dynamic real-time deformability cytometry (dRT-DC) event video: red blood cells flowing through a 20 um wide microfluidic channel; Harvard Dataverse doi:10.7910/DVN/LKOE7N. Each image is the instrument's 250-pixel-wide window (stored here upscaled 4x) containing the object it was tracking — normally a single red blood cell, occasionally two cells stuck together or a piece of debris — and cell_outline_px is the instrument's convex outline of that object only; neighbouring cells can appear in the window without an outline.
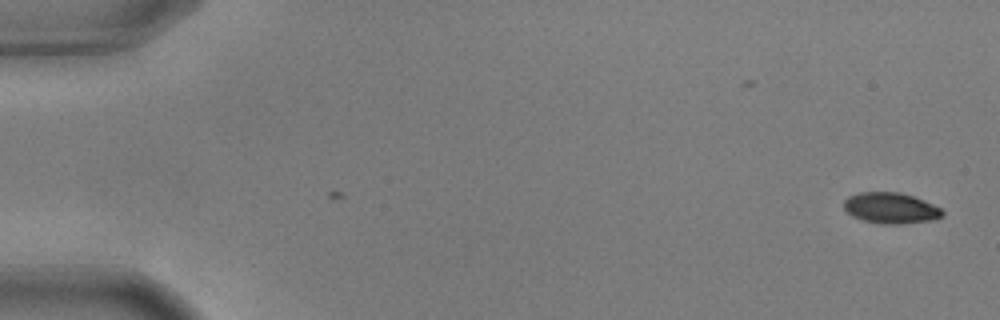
{"species": "common noctule bat (a hibernating species)", "species_latin": "Nyctalus noctula", "temperature_condition": "warm", "stored_images_in_passage": 56, "camera_frame_rate_fps": 3000, "um_per_image_px": 0.085, "animal": {"sex": "male", "body_mass_g": 17.9, "forearm_length_mm": 54.2}, "frame": {"image": 1, "passage_image": 1, "time_ms": 0.0, "image_size_px": [1000, 320], "cell_outline_px": [[944, 216], [932, 220], [900, 224], [880, 224], [864, 220], [852, 216], [844, 208], [844, 200], [848, 196], [860, 192], [900, 192], [924, 200], [940, 208], [944, 212]], "centroid_in_image_um": [75.71, 17.68], "position_along_channel_um": 9.3, "area_um2": 17.74}}
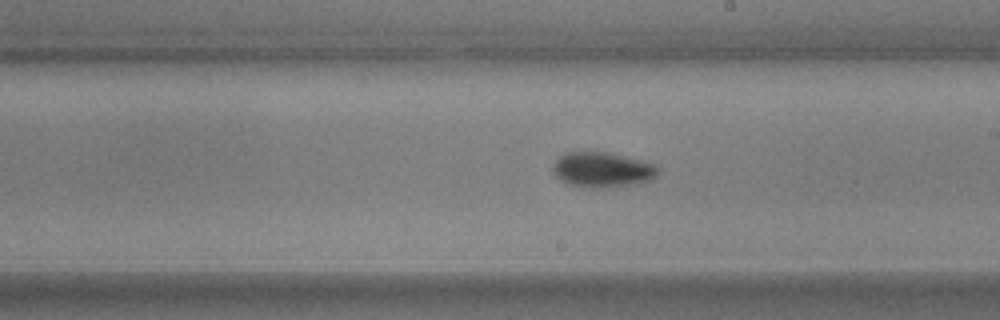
{"frame": {"image": 2, "passage_image": 32, "time_ms": 10.333, "image_size_px": [1000, 320], "cell_outline_px": [[660, 172], [652, 180], [636, 184], [608, 188], [580, 188], [564, 184], [552, 172], [552, 164], [564, 152], [612, 152], [644, 160], [660, 168]], "centroid_in_image_um": [51.19, 14.44], "position_along_channel_um": 237.8, "area_um2": 22.37}}
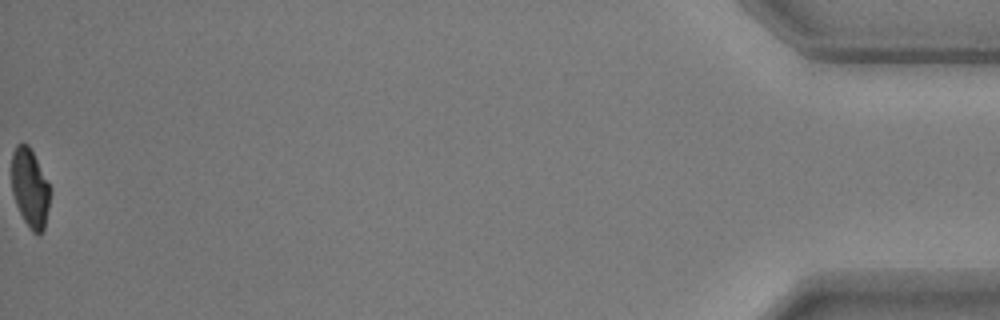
{"frame": {"image": 3, "passage_image": 56, "time_ms": 18.333, "image_size_px": [1000, 320], "cell_outline_px": [[52, 192], [44, 228], [40, 236], [32, 232], [24, 220], [16, 204], [12, 192], [12, 152], [16, 144], [28, 144], [52, 188]], "centroid_in_image_um": [2.57, 16.0], "position_along_channel_um": 432.6, "area_um2": 17.86}, "authors_computed_cell_mechanics": {"area_um2": 19.8254, "velocity_mm_per_s": 3.6056, "shape_relaxation_time_tau1_ms": 3.3152, "shape_relaxation_time_tau2_ms": 5.6445, "deformation_change_tau1": 0.1384, "deformation_change_tau2": 0.0602}}